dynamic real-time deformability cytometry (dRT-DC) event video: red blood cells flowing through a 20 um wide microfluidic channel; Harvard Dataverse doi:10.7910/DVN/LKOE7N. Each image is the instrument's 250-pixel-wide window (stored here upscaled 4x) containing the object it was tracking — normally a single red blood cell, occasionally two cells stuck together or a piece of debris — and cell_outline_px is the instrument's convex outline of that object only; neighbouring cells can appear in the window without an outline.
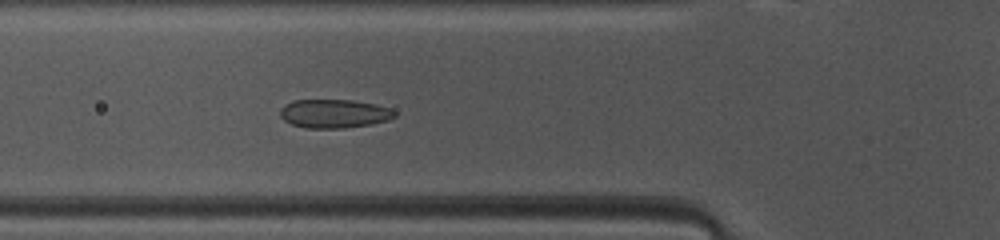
{"species": "common noctule bat (a hibernating species)", "species_latin": "Nyctalus noctula", "temperature_condition": "warm", "stored_images_in_passage": 39, "camera_frame_rate_fps": 3000, "um_per_image_px": 0.085, "animal": {"sex": "female", "body_mass_g": 10.0, "forearm_length_mm": 53.1}, "frame": {"image": 1, "passage_image": 7, "time_ms": 2.0, "image_size_px": [1000, 240], "cell_outline_px": [[396, 116], [388, 120], [368, 124], [344, 128], [304, 128], [292, 124], [284, 120], [280, 116], [280, 108], [284, 104], [292, 100], [352, 100], [376, 104], [392, 108], [396, 112]], "centroid_in_image_um": [28.39, 9.65], "position_along_channel_um": 97.4, "area_um2": 19.25}}
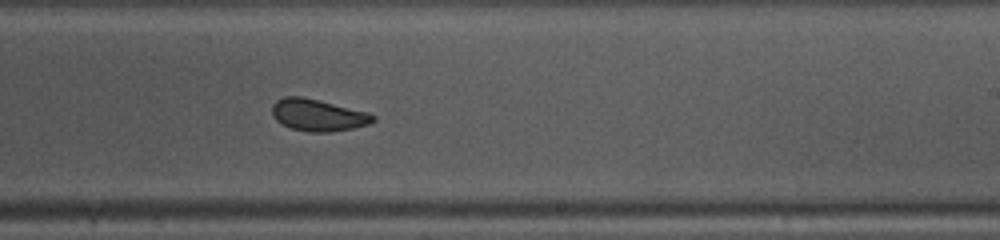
{"frame": {"image": 2, "passage_image": 19, "time_ms": 6.0, "image_size_px": [1000, 240], "cell_outline_px": [[376, 120], [368, 124], [352, 128], [328, 132], [308, 132], [292, 128], [276, 120], [272, 116], [272, 104], [276, 100], [284, 96], [300, 96], [368, 112], [376, 116]], "centroid_in_image_um": [27.01, 9.78], "position_along_channel_um": 262.0, "area_um2": 18.61}}
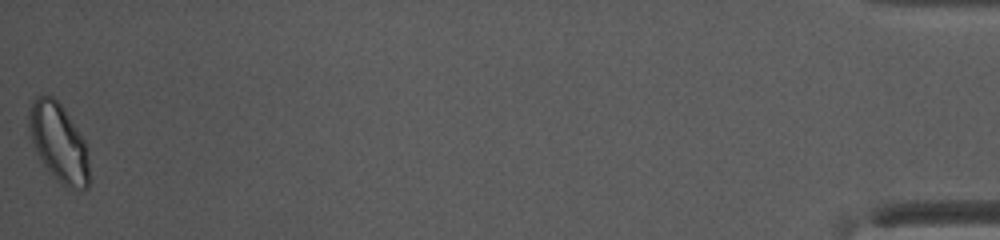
{"frame": {"image": 3, "passage_image": 39, "time_ms": 12.667, "image_size_px": [1000, 240], "cell_outline_px": [[88, 188], [80, 192], [64, 184], [48, 172], [36, 152], [32, 140], [28, 124], [28, 116], [32, 100], [36, 96], [52, 96], [64, 108], [84, 140], [88, 148]], "centroid_in_image_um": [4.99, 12.13], "position_along_channel_um": 430.2, "area_um2": 27.4}, "authors_computed_cell_mechanics": {"area_um2": 19.4208, "velocity_mm_per_s": 4.107, "shape_relaxation_time_tau1_ms": 4.9739, "shape_relaxation_time_tau2_ms": 1.1495, "deformation_change_tau1": 0.103, "deformation_change_tau2": 0.0555}}